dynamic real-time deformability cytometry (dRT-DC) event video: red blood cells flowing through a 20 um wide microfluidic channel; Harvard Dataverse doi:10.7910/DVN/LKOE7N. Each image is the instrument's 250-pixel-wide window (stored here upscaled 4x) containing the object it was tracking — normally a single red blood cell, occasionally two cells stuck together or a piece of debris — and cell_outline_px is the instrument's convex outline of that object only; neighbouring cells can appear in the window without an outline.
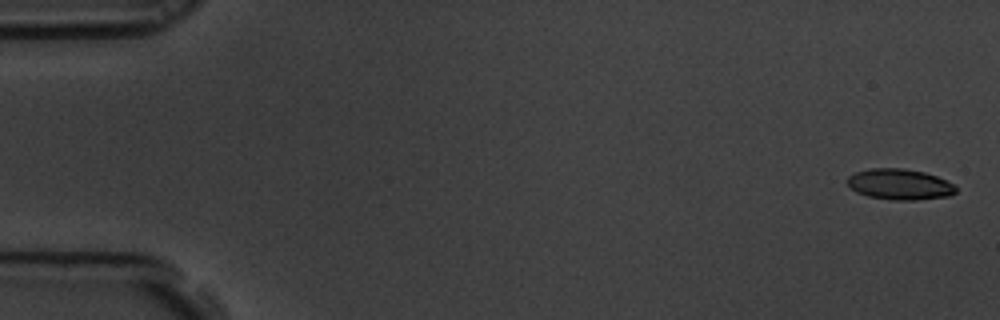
{"species": "common noctule bat (a hibernating species)", "species_latin": "Nyctalus noctula", "temperature_condition": "room temperature", "stored_images_in_passage": 60, "camera_frame_rate_fps": 3000, "um_per_image_px": 0.085, "animal": {"sex": "male", "body_mass_g": 19.5, "forearm_length_mm": 54.6}, "frame": {"image": 1, "passage_image": 2, "time_ms": 0.333, "image_size_px": [1000, 320], "cell_outline_px": [[956, 192], [948, 196], [916, 200], [892, 200], [868, 196], [856, 192], [848, 184], [848, 176], [856, 172], [872, 168], [904, 168], [924, 172], [936, 176], [952, 184], [956, 188]], "centroid_in_image_um": [76.46, 15.67], "position_along_channel_um": 8.5, "area_um2": 19.31}}
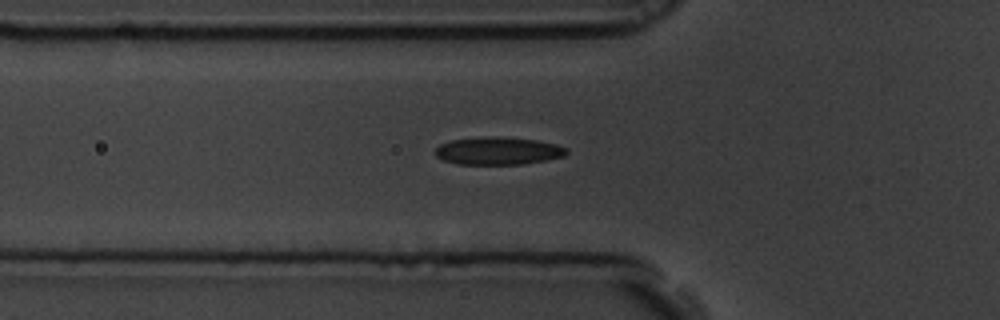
{"frame": {"image": 2, "passage_image": 21, "time_ms": 6.667, "image_size_px": [1000, 320], "cell_outline_px": [[568, 152], [564, 156], [524, 164], [456, 164], [444, 160], [436, 156], [436, 148], [440, 144], [452, 140], [496, 136], [536, 140], [556, 144], [564, 148]], "centroid_in_image_um": [42.33, 12.83], "position_along_channel_um": 83.5, "area_um2": 20.87}}
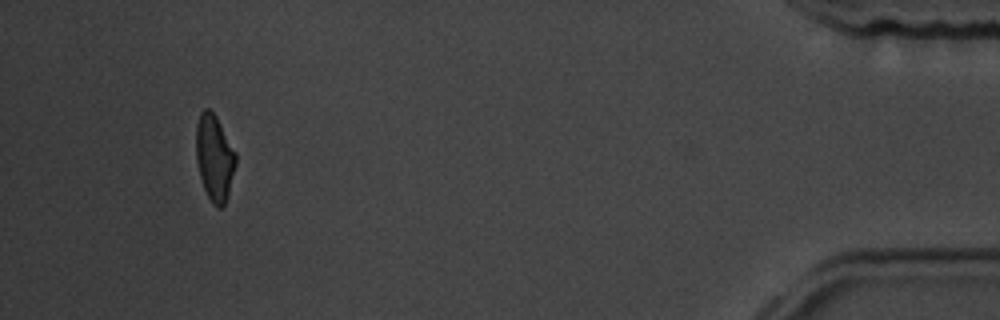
{"frame": {"image": 3, "passage_image": 56, "time_ms": 18.333, "image_size_px": [1000, 320], "cell_outline_px": [[236, 164], [228, 196], [224, 204], [220, 208], [216, 208], [212, 204], [204, 188], [200, 176], [196, 160], [196, 124], [200, 112], [204, 108], [208, 108], [216, 116], [236, 152]], "centroid_in_image_um": [18.23, 13.4], "position_along_channel_um": 417.0, "area_um2": 20.0}, "authors_computed_cell_mechanics": {"area_um2": 20.6346, "velocity_mm_per_s": 3.4618, "shape_relaxation_time_tau1_ms": 4.3669, "shape_relaxation_time_tau2_ms": 1.9976, "deformation_change_tau1": 0.1356, "deformation_change_tau2": 0.0829}}